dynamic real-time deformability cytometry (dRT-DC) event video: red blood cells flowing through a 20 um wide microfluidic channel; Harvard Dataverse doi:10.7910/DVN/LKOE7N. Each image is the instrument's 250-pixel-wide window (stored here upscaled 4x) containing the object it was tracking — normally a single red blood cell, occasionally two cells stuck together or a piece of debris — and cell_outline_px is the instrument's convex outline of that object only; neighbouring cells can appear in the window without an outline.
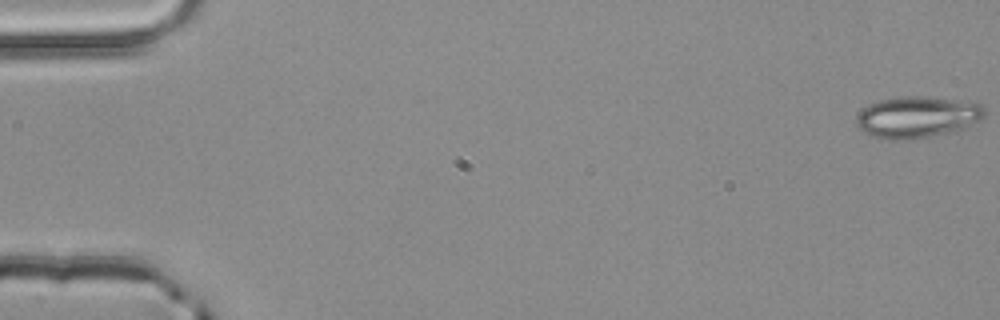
{"species": "common noctule bat (a hibernating species)", "species_latin": "Nyctalus noctula", "temperature_condition": "room temperature", "stored_images_in_passage": 3, "camera_frame_rate_fps": 3000, "um_per_image_px": 0.085, "animal": {"sex": "male", "body_mass_g": 20.4}, "frame": {"image": 1, "passage_image": 1, "time_ms": 0.0, "image_size_px": [1000, 320], "cell_outline_px": [[984, 116], [980, 120], [956, 132], [904, 140], [888, 140], [872, 136], [864, 132], [856, 124], [856, 116], [864, 108], [880, 100], [904, 96], [920, 96], [952, 100], [980, 104], [984, 108]], "centroid_in_image_um": [77.95, 9.97], "position_along_channel_um": 7.1, "area_um2": 30.69}}